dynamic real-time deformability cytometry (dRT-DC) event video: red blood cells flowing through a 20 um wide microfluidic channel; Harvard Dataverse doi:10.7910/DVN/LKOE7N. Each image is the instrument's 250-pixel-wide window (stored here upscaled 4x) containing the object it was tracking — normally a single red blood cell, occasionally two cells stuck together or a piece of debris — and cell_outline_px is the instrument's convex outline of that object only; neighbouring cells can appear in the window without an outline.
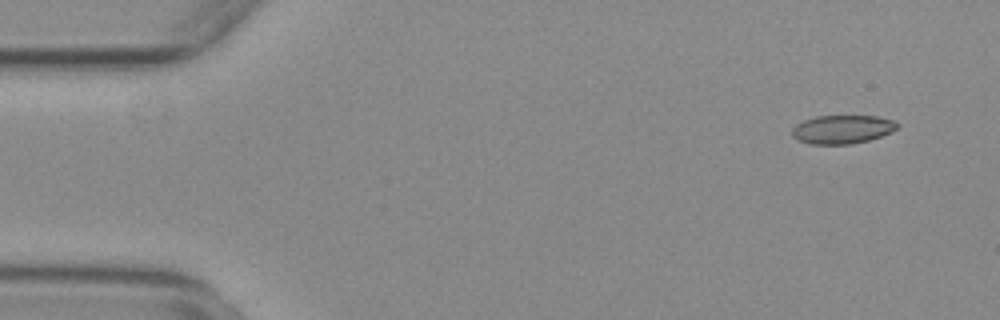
{"species": "common noctule bat (a hibernating species)", "species_latin": "Nyctalus noctula", "temperature_condition": "warm", "stored_images_in_passage": 8, "camera_frame_rate_fps": 3000, "um_per_image_px": 0.085, "animal": {"sex": "female", "body_mass_g": 29.2, "forearm_length_mm": 56.3}, "frame": {"image": 1, "passage_image": 2, "time_ms": 0.333, "image_size_px": [1000, 320], "cell_outline_px": [[900, 124], [892, 132], [868, 140], [852, 144], [808, 144], [792, 136], [792, 128], [796, 124], [804, 120], [816, 116], [876, 116], [892, 120]], "centroid_in_image_um": [71.58, 10.99], "position_along_channel_um": 13.4, "area_um2": 17.46}}